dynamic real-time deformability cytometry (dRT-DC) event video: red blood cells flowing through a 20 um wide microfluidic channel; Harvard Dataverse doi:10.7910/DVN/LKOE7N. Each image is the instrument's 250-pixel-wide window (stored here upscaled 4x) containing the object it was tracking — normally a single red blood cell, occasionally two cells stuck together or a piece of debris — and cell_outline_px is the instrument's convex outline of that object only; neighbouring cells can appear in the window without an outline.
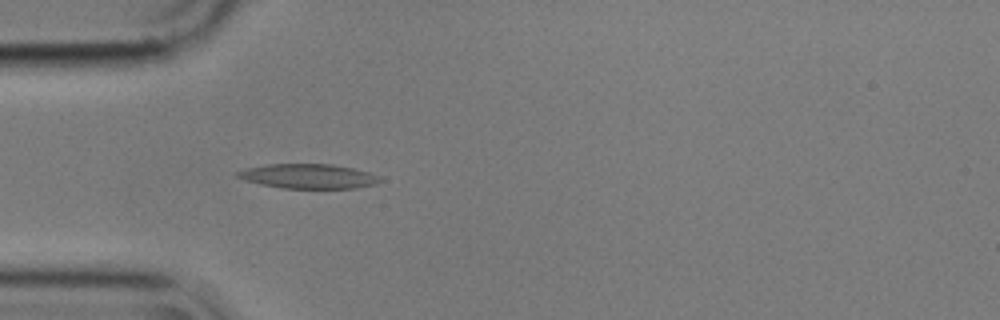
{"species": "common noctule bat (a hibernating species)", "species_latin": "Nyctalus noctula", "temperature_condition": "cold", "stored_images_in_passage": 2, "camera_frame_rate_fps": 3000, "um_per_image_px": 0.085, "animal": {"sex": "male", "body_mass_g": 17.9}, "frame": {"image": 1, "passage_image": 2, "time_ms": 0.333, "image_size_px": [1000, 320], "cell_outline_px": [[384, 180], [376, 184], [356, 188], [280, 188], [260, 184], [244, 180], [236, 176], [236, 172], [244, 168], [264, 164], [332, 164], [352, 168], [368, 172], [380, 176]], "centroid_in_image_um": [26.2, 14.98], "position_along_channel_um": 58.8, "area_um2": 20.58}}